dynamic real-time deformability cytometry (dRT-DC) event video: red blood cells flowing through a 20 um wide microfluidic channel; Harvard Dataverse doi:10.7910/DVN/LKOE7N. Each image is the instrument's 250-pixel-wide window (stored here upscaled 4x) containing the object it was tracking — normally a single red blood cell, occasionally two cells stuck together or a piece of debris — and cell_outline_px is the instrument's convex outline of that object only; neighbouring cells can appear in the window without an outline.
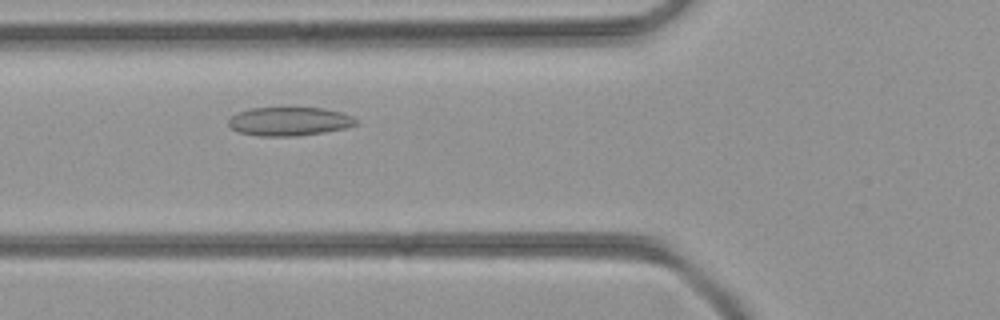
{"species": "common noctule bat (a hibernating species)", "species_latin": "Nyctalus noctula", "temperature_condition": "room temperature", "stored_images_in_passage": 33, "camera_frame_rate_fps": 3000, "um_per_image_px": 0.085, "animal": {"sex": "female", "body_mass_g": 21.9}, "frame": {"image": 1, "passage_image": 6, "time_ms": 1.667, "image_size_px": [1000, 320], "cell_outline_px": [[360, 124], [344, 128], [324, 132], [296, 136], [260, 136], [236, 132], [228, 124], [228, 120], [232, 116], [240, 112], [252, 108], [288, 104], [324, 108], [340, 112], [352, 116], [360, 120]], "centroid_in_image_um": [24.62, 10.27], "position_along_channel_um": 101.2, "area_um2": 22.37}}
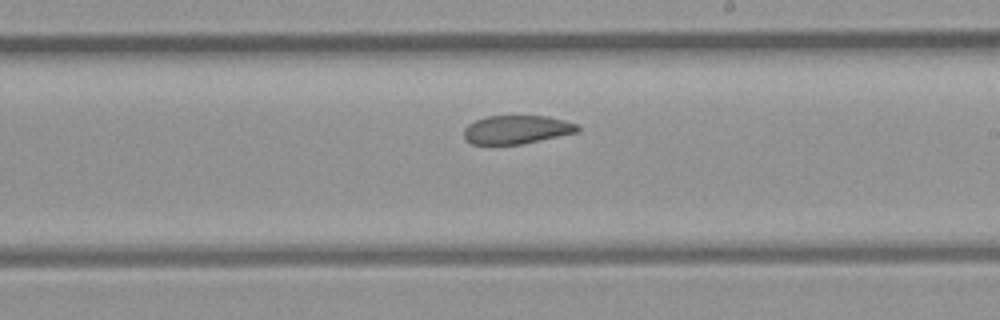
{"frame": {"image": 2, "passage_image": 15, "time_ms": 4.667, "image_size_px": [1000, 320], "cell_outline_px": [[580, 132], [520, 144], [472, 144], [464, 136], [464, 128], [468, 124], [484, 116], [548, 116], [564, 120], [576, 124], [580, 128]], "centroid_in_image_um": [43.93, 11.01], "position_along_channel_um": 245.1, "area_um2": 18.84}}
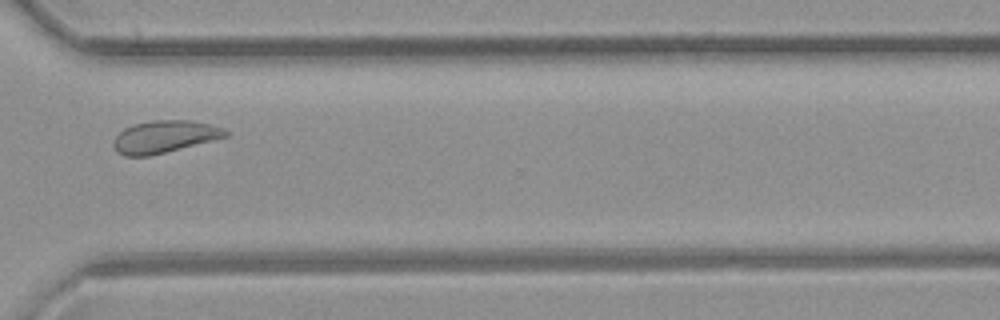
{"frame": {"image": 3, "passage_image": 22, "time_ms": 7.0, "image_size_px": [1000, 320], "cell_outline_px": [[228, 136], [148, 156], [124, 156], [116, 152], [112, 144], [116, 136], [124, 128], [132, 124], [156, 120], [192, 120], [208, 124], [220, 128], [228, 132]], "centroid_in_image_um": [13.91, 11.62], "position_along_channel_um": 356.7, "area_um2": 20.75}}